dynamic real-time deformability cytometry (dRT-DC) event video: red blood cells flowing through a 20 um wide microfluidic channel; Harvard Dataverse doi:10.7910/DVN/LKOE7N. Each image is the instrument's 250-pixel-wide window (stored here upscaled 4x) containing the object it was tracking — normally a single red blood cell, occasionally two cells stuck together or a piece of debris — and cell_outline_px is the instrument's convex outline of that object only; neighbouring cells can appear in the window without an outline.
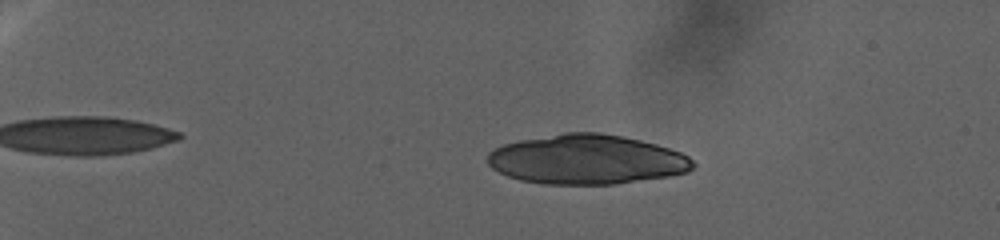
{"species": "human", "species_latin": "Homo sapiens", "temperature_condition": "warm", "stored_images_in_passage": 66, "camera_frame_rate_fps": 3000, "um_per_image_px": 0.085, "donor": {"sex": "female"}, "frame": {"image": 1, "passage_image": 1, "time_ms": 0.0, "image_size_px": [1000, 240], "cell_outline_px": [[696, 164], [688, 172], [668, 176], [612, 184], [540, 184], [520, 180], [508, 176], [492, 168], [488, 164], [488, 152], [504, 144], [520, 140], [564, 132], [600, 132], [640, 140], [656, 144], [680, 152], [688, 156]], "centroid_in_image_um": [49.86, 13.55], "position_along_channel_um": 35.1, "area_um2": 59.19}}